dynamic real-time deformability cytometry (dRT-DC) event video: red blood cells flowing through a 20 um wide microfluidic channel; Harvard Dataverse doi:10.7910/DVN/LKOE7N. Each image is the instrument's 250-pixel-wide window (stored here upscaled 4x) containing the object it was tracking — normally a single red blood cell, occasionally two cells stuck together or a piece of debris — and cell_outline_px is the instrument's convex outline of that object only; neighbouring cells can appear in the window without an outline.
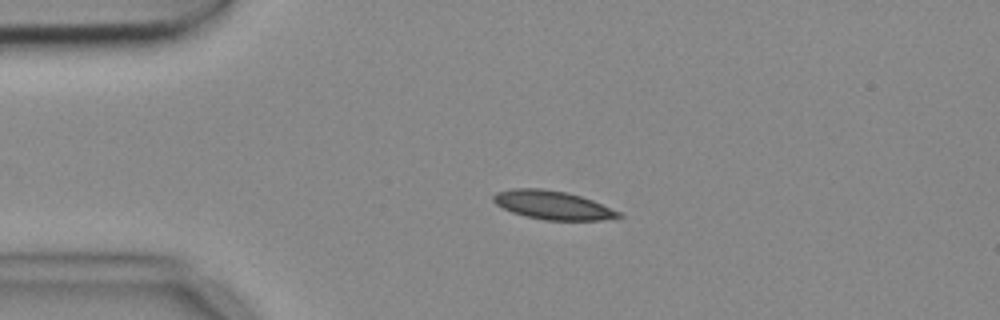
{"species": "common noctule bat (a hibernating species)", "species_latin": "Nyctalus noctula", "temperature_condition": "cold", "stored_images_in_passage": 4, "camera_frame_rate_fps": 3000, "um_per_image_px": 0.085, "animal": {"sex": "female", "body_mass_g": 18.4}, "frame": {"image": 1, "passage_image": 3, "time_ms": 0.667, "image_size_px": [1000, 320], "cell_outline_px": [[624, 216], [600, 220], [544, 220], [524, 216], [512, 212], [496, 204], [492, 200], [492, 196], [496, 192], [512, 188], [540, 188], [568, 192], [592, 200], [620, 212]], "centroid_in_image_um": [46.94, 17.43], "position_along_channel_um": 38.1, "area_um2": 20.87}}